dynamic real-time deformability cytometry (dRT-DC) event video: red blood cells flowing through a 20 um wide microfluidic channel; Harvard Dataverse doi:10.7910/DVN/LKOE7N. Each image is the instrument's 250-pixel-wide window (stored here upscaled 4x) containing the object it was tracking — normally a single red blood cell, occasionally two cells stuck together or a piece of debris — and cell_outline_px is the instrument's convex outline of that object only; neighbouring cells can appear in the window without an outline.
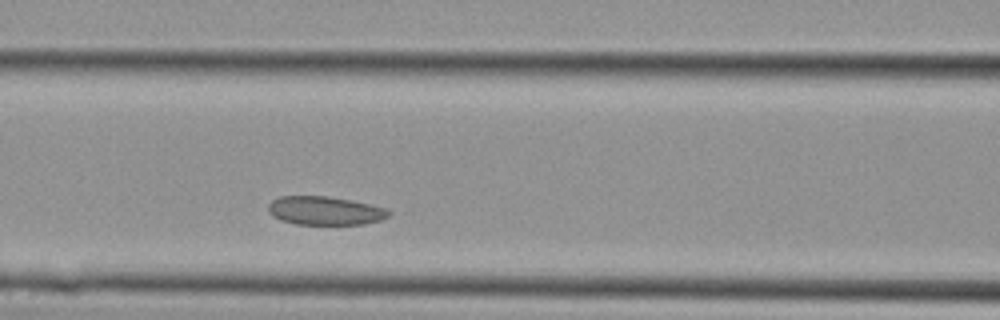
{"species": "Egyptian fruit bat (a non-hibernating species)", "species_latin": "Rousettus aegyptiacus", "temperature_condition": "cold", "stored_images_in_passage": 9, "camera_frame_rate_fps": 3000, "um_per_image_px": 0.085, "animal": {"sex": "female"}, "frame": {"image": 1, "passage_image": 7, "time_ms": 2.0, "image_size_px": [1000, 320], "cell_outline_px": [[392, 212], [388, 216], [380, 220], [364, 224], [296, 224], [280, 220], [272, 216], [268, 212], [268, 204], [272, 200], [280, 196], [328, 196], [352, 200], [384, 208]], "centroid_in_image_um": [27.58, 17.9], "position_along_channel_um": 139.0, "area_um2": 20.06}}
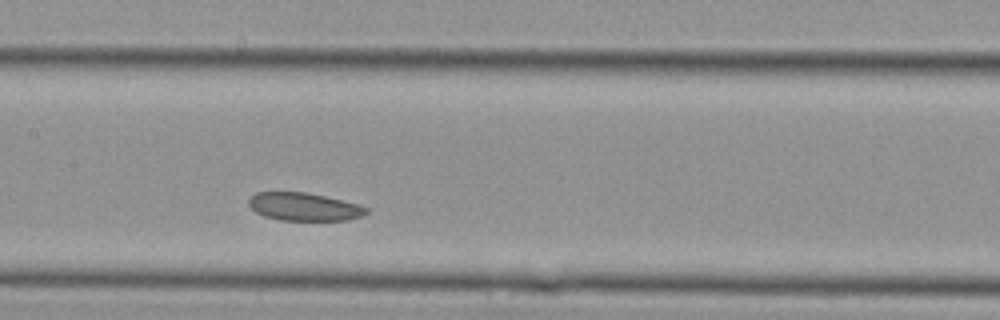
{"frame": {"image": 2, "passage_image": 9, "time_ms": 2.667, "image_size_px": [1000, 320], "cell_outline_px": [[368, 212], [360, 216], [348, 220], [280, 220], [264, 216], [256, 212], [248, 204], [248, 200], [256, 192], [304, 192], [324, 196], [360, 204], [368, 208]], "centroid_in_image_um": [25.85, 17.57], "position_along_channel_um": 181.6, "area_um2": 19.07}}